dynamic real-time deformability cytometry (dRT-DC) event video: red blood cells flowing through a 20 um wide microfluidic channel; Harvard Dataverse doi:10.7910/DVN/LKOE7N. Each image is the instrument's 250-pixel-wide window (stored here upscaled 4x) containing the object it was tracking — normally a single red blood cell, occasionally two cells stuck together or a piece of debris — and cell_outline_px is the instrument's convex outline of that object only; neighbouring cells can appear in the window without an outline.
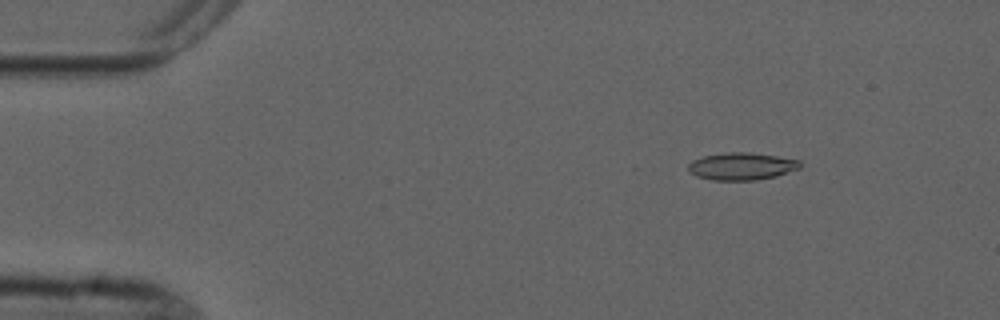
{"species": "common noctule bat (a hibernating species)", "species_latin": "Nyctalus noctula", "temperature_condition": "cold", "stored_images_in_passage": 6, "camera_frame_rate_fps": 3000, "um_per_image_px": 0.085, "animal": {"sex": "male", "forearm_length_mm": 52.5}, "frame": {"image": 1, "passage_image": 3, "time_ms": 2.0, "image_size_px": [1000, 320], "cell_outline_px": [[800, 168], [776, 176], [756, 180], [712, 180], [696, 176], [688, 172], [688, 164], [692, 160], [704, 156], [728, 152], [748, 152], [776, 156], [800, 160]], "centroid_in_image_um": [63.01, 14.14], "position_along_channel_um": 22.0, "area_um2": 17.8}}